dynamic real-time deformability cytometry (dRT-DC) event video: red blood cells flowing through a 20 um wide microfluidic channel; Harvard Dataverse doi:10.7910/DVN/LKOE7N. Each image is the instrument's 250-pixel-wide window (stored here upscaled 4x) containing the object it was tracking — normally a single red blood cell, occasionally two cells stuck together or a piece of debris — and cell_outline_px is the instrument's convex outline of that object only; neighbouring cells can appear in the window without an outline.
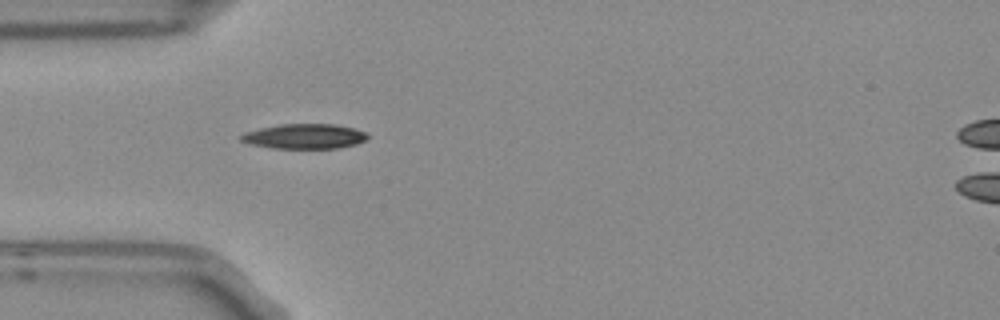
{"species": "Egyptian fruit bat (a non-hibernating species)", "species_latin": "Rousettus aegyptiacus", "temperature_condition": "room temperature", "stored_images_in_passage": 5, "camera_frame_rate_fps": 3000, "um_per_image_px": 0.085, "frame": {"image": 1, "passage_image": 5, "time_ms": 1.333, "image_size_px": [1000, 320], "cell_outline_px": [[368, 136], [364, 140], [356, 144], [336, 148], [272, 148], [248, 144], [240, 140], [240, 136], [244, 132], [260, 128], [280, 124], [336, 124], [352, 128], [364, 132]], "centroid_in_image_um": [25.82, 11.59], "position_along_channel_um": 59.2, "area_um2": 18.26}}